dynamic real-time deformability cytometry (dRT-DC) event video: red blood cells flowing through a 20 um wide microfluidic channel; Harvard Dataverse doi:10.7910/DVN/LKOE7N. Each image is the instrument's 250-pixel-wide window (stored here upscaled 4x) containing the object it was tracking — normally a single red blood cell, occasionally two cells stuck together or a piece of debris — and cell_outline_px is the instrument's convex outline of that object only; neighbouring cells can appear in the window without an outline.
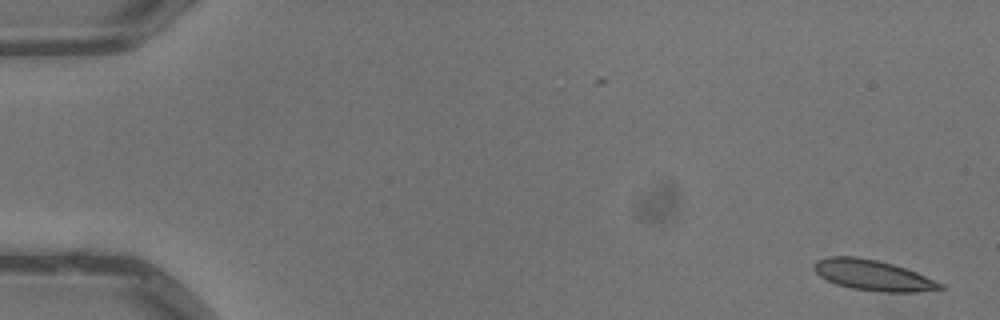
{"species": "common noctule bat (a hibernating species)", "species_latin": "Nyctalus noctula", "temperature_condition": "warm", "stored_images_in_passage": 2, "camera_frame_rate_fps": 3000, "um_per_image_px": 0.085, "animal": {"sex": "male", "body_mass_g": 13.3}, "frame": {"image": 1, "passage_image": 2, "time_ms": 0.333, "image_size_px": [1000, 320], "cell_outline_px": [[948, 288], [916, 292], [880, 292], [852, 288], [836, 284], [820, 276], [812, 268], [812, 264], [816, 260], [828, 256], [856, 256], [876, 260], [892, 264], [916, 272], [944, 284]], "centroid_in_image_um": [74.19, 23.39], "position_along_channel_um": 10.8, "area_um2": 22.54}}